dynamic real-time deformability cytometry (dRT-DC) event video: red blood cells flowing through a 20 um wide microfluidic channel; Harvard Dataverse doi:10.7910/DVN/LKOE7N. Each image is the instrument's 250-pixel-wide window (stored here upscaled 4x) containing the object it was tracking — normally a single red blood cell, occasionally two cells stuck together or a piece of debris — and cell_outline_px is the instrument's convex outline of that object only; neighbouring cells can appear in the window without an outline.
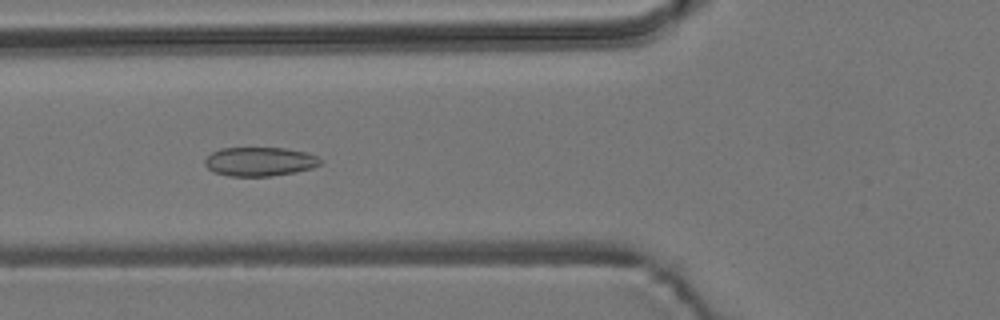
{"species": "common noctule bat (a hibernating species)", "species_latin": "Nyctalus noctula", "temperature_condition": "room temperature", "stored_images_in_passage": 15, "camera_frame_rate_fps": 3000, "um_per_image_px": 0.085, "animal": {"sex": "male", "body_mass_g": 19.2, "forearm_length_mm": 51.8}, "frame": {"image": 1, "passage_image": 6, "time_ms": 6.667, "image_size_px": [1000, 320], "cell_outline_px": [[320, 164], [312, 168], [296, 172], [272, 176], [228, 176], [216, 172], [208, 168], [204, 164], [204, 160], [212, 152], [220, 148], [284, 148], [308, 152], [316, 156], [320, 160]], "centroid_in_image_um": [22.07, 13.73], "position_along_channel_um": 103.7, "area_um2": 19.48}}
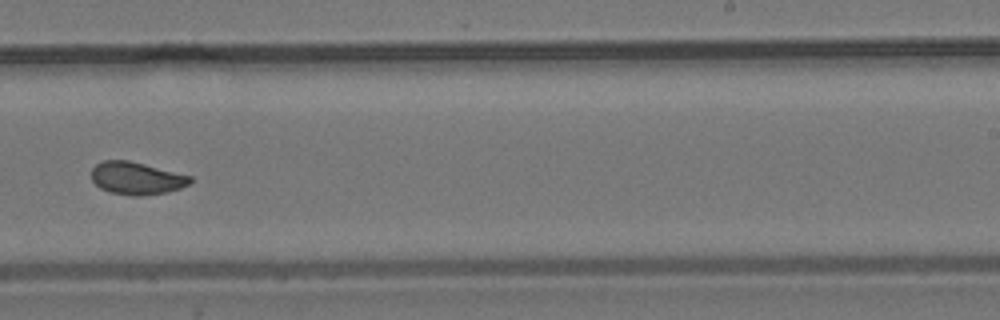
{"frame": {"image": 2, "passage_image": 10, "time_ms": 11.333, "image_size_px": [1000, 320], "cell_outline_px": [[192, 184], [168, 192], [140, 196], [132, 196], [108, 192], [100, 188], [92, 180], [92, 168], [96, 164], [104, 160], [128, 160], [192, 176]], "centroid_in_image_um": [11.62, 15.16], "position_along_channel_um": 277.4, "area_um2": 18.84}}
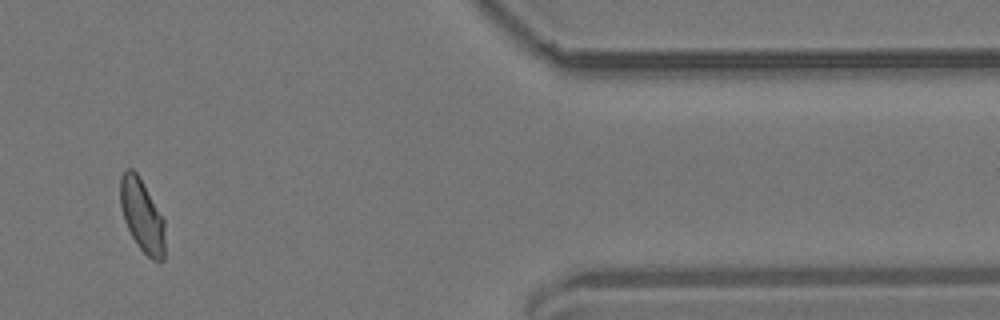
{"frame": {"image": 3, "passage_image": 13, "time_ms": 15.667, "image_size_px": [1000, 320], "cell_outline_px": [[164, 260], [152, 260], [140, 248], [132, 236], [124, 220], [120, 204], [120, 176], [124, 168], [132, 168], [136, 172], [164, 220]], "centroid_in_image_um": [12.05, 18.3], "position_along_channel_um": 399.4, "area_um2": 18.61}, "authors_computed_cell_mechanics": {"area_um2": 19.074, "velocity_mm_per_s": 3.7154, "shape_relaxation_time_tau1_ms": 5.2286, "shape_relaxation_time_tau2_ms": null, "deformation_change_tau1": 0.101, "deformation_change_tau2": null}}